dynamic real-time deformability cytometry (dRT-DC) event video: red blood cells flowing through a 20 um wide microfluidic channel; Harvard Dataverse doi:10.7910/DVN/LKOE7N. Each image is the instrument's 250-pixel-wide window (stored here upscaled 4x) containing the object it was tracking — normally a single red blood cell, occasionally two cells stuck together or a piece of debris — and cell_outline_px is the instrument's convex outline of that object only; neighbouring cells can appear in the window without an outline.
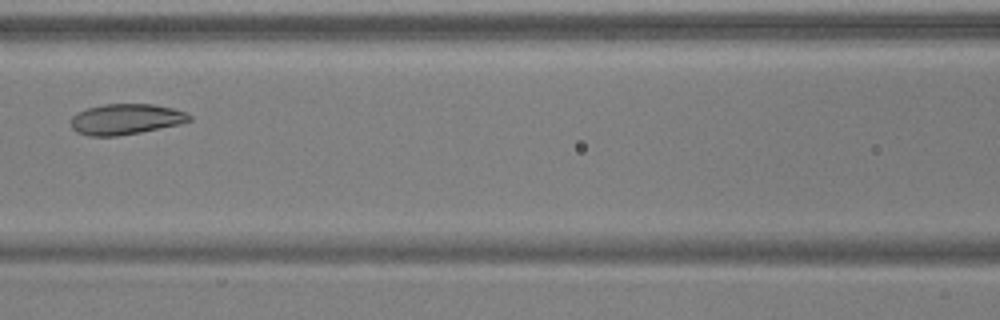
{"species": "common noctule bat (a hibernating species)", "species_latin": "Nyctalus noctula", "temperature_condition": "warm", "stored_images_in_passage": 6, "camera_frame_rate_fps": 3000, "um_per_image_px": 0.085, "animal": {"sex": "male", "body_mass_g": 17.9, "forearm_length_mm": 54.2}, "frame": {"image": 1, "passage_image": 6, "time_ms": 1.667, "image_size_px": [1000, 320], "cell_outline_px": [[192, 120], [180, 124], [140, 132], [116, 136], [88, 136], [76, 132], [72, 128], [72, 116], [76, 112], [88, 108], [104, 104], [152, 104], [172, 108], [184, 112], [192, 116]], "centroid_in_image_um": [10.68, 10.13], "position_along_channel_um": 155.9, "area_um2": 21.1}}